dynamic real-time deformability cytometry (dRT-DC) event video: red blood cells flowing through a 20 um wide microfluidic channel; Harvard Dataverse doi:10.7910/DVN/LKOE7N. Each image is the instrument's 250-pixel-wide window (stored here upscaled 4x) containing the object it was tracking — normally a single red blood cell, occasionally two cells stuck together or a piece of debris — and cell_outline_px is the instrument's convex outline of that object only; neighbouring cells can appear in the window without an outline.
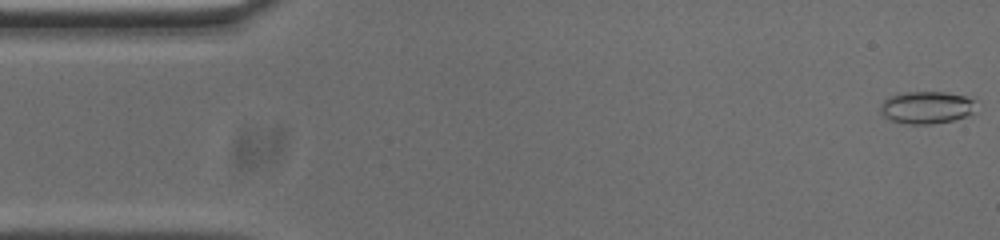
{"species": "common noctule bat (a hibernating species)", "species_latin": "Nyctalus noctula", "temperature_condition": "cold", "stored_images_in_passage": 53, "camera_frame_rate_fps": 3000, "um_per_image_px": 0.085, "animal": {"sex": "male", "body_mass_g": 20.0, "forearm_length_mm": 53.3}, "frame": {"image": 1, "passage_image": 1, "time_ms": 0.0, "image_size_px": [1000, 240], "cell_outline_px": [[976, 100], [972, 112], [964, 116], [952, 120], [932, 124], [904, 124], [892, 120], [884, 116], [880, 112], [880, 104], [884, 100], [892, 96], [904, 92], [948, 92], [964, 96]], "centroid_in_image_um": [78.73, 9.13], "position_along_channel_um": 6.3, "area_um2": 17.92}}
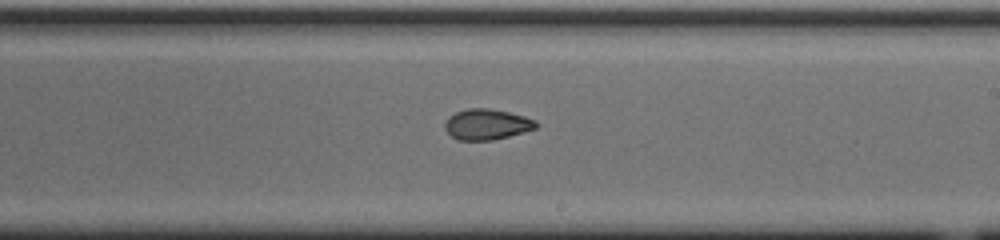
{"frame": {"image": 2, "passage_image": 30, "time_ms": 9.667, "image_size_px": [1000, 240], "cell_outline_px": [[540, 124], [536, 128], [524, 132], [492, 140], [460, 140], [452, 136], [444, 128], [444, 120], [448, 116], [456, 112], [468, 108], [488, 108], [508, 112], [524, 116], [536, 120]], "centroid_in_image_um": [41.37, 10.56], "position_along_channel_um": 247.6, "area_um2": 16.36}}
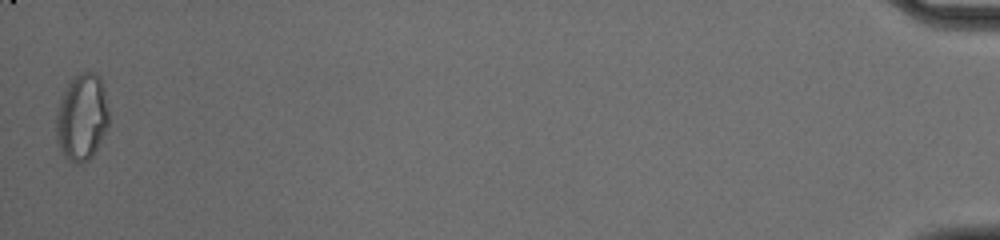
{"frame": {"image": 3, "passage_image": 53, "time_ms": 17.333, "image_size_px": [1000, 240], "cell_outline_px": [[108, 128], [92, 156], [84, 164], [76, 164], [68, 160], [64, 156], [56, 140], [56, 112], [60, 96], [68, 84], [80, 72], [96, 72], [100, 76], [104, 92], [108, 112]], "centroid_in_image_um": [6.94, 9.99], "position_along_channel_um": 428.3, "area_um2": 26.82}, "authors_computed_cell_mechanics": {"area_um2": 16.9932, "velocity_mm_per_s": 3.7504, "shape_relaxation_time_tau1_ms": 8.2423, "shape_relaxation_time_tau2_ms": 1.6298, "deformation_change_tau1": 0.1861, "deformation_change_tau2": 0.0638}}